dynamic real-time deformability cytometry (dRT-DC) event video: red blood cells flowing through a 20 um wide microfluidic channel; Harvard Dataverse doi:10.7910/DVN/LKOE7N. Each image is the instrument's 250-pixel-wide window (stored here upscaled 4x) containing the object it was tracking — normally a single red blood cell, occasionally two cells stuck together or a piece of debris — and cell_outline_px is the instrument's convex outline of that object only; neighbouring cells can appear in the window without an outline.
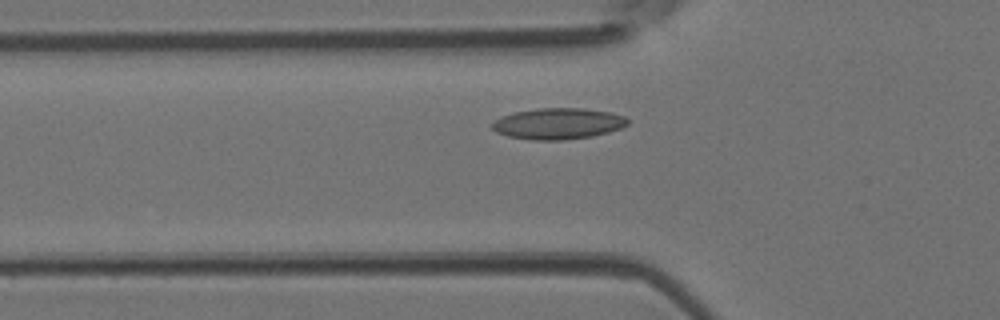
{"species": "Egyptian fruit bat (a non-hibernating species)", "species_latin": "Rousettus aegyptiacus", "temperature_condition": "room temperature", "stored_images_in_passage": 35, "camera_frame_rate_fps": 3000, "um_per_image_px": 0.085, "animal": {"sex": "female"}, "frame": {"image": 1, "passage_image": 8, "time_ms": 2.333, "image_size_px": [1000, 320], "cell_outline_px": [[628, 124], [620, 128], [608, 132], [592, 136], [564, 140], [532, 140], [508, 136], [496, 132], [492, 128], [492, 124], [496, 120], [512, 112], [536, 108], [584, 108], [608, 112], [624, 116], [628, 120]], "centroid_in_image_um": [47.42, 10.51], "position_along_channel_um": 78.4, "area_um2": 24.51}}
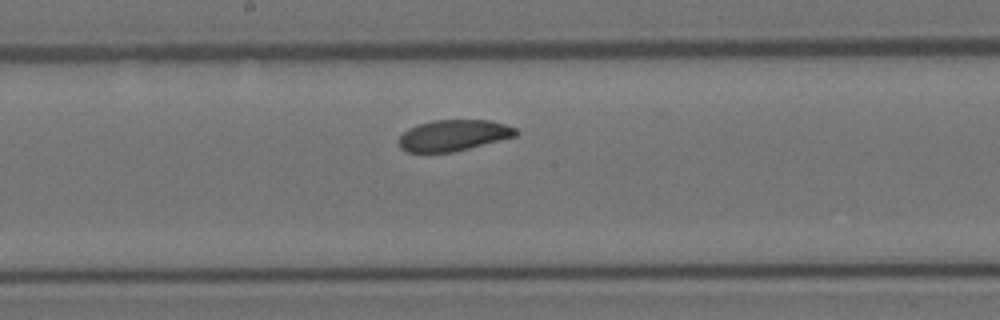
{"frame": {"image": 2, "passage_image": 17, "time_ms": 5.333, "image_size_px": [1000, 320], "cell_outline_px": [[520, 132], [516, 136], [452, 152], [408, 152], [400, 148], [400, 136], [408, 128], [432, 120], [488, 120], [504, 124], [516, 128]], "centroid_in_image_um": [38.56, 11.5], "position_along_channel_um": 209.6, "area_um2": 20.98}}
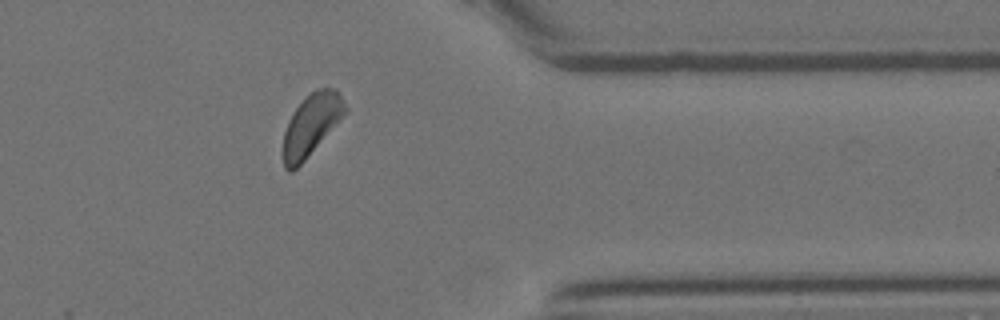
{"frame": {"image": 3, "passage_image": 30, "time_ms": 9.667, "image_size_px": [1000, 320], "cell_outline_px": [[348, 112], [304, 160], [292, 172], [288, 172], [284, 168], [280, 152], [284, 132], [288, 120], [292, 112], [316, 88], [336, 88], [348, 108]], "centroid_in_image_um": [26.43, 10.65], "position_along_channel_um": 385.0, "area_um2": 22.48}}